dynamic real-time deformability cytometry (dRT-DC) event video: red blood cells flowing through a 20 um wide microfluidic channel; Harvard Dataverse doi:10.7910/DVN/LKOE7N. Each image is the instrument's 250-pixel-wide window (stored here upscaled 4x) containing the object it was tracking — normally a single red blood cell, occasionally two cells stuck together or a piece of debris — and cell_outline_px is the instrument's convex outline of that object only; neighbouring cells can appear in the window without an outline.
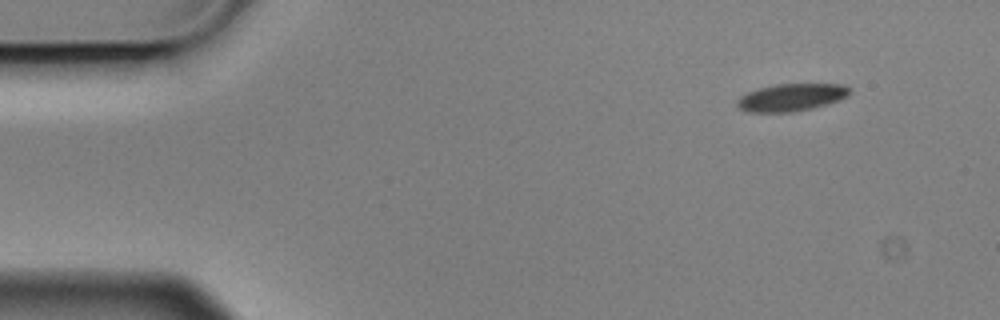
{"species": "Egyptian fruit bat (a non-hibernating species)", "species_latin": "Rousettus aegyptiacus", "temperature_condition": "cold", "stored_images_in_passage": 3, "camera_frame_rate_fps": 3000, "um_per_image_px": 0.085, "animal": {"sex": "male"}, "frame": {"image": 1, "passage_image": 1, "time_ms": 0.0, "image_size_px": [1000, 320], "cell_outline_px": [[848, 96], [812, 108], [792, 112], [748, 112], [740, 108], [736, 104], [736, 100], [740, 96], [748, 92], [760, 88], [776, 84], [840, 84], [848, 88]], "centroid_in_image_um": [67.19, 8.28], "position_along_channel_um": 17.8, "area_um2": 17.63}}